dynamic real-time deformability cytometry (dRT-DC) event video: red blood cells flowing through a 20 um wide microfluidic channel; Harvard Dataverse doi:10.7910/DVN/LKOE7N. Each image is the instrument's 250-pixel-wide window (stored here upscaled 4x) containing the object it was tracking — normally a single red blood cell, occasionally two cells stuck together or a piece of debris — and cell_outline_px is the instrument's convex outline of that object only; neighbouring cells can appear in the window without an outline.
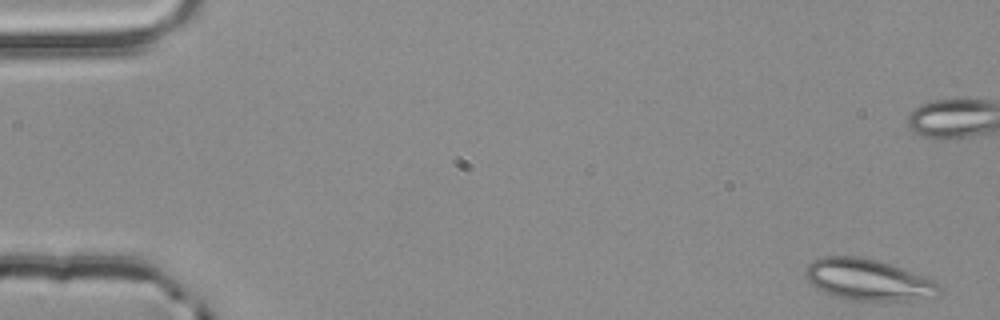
{"species": "common noctule bat (a hibernating species)", "species_latin": "Nyctalus noctula", "temperature_condition": "room temperature", "stored_images_in_passage": 54, "camera_frame_rate_fps": 3000, "um_per_image_px": 0.085, "animal": {"sex": "male", "body_mass_g": 20.4}, "frame": {"image": 1, "passage_image": 1, "time_ms": 0.0, "image_size_px": [1000, 320], "cell_outline_px": [[940, 288], [924, 296], [912, 300], [852, 300], [832, 296], [816, 288], [804, 276], [804, 268], [812, 260], [820, 256], [864, 256], [924, 276], [940, 284]], "centroid_in_image_um": [73.63, 23.74], "position_along_channel_um": 11.4, "area_um2": 31.67}}
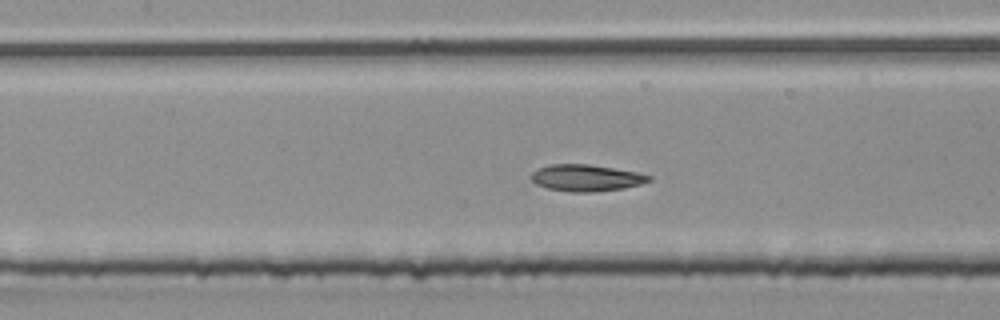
{"frame": {"image": 2, "passage_image": 24, "time_ms": 7.667, "image_size_px": [1000, 320], "cell_outline_px": [[652, 180], [640, 184], [624, 188], [592, 192], [568, 192], [548, 188], [536, 184], [532, 180], [532, 172], [536, 168], [552, 164], [588, 164], [636, 172], [652, 176]], "centroid_in_image_um": [49.81, 15.12], "position_along_channel_um": 157.6, "area_um2": 18.21}, "authors_computed_cell_mechanics": {"area_um2": 18.2359, "velocity_mm_per_s": 3.8466, "shape_relaxation_time_tau1_ms": 4.3537, "shape_relaxation_time_tau2_ms": 1.8247, "deformation_change_tau1": 0.1299, "deformation_change_tau2": 0.0729}}